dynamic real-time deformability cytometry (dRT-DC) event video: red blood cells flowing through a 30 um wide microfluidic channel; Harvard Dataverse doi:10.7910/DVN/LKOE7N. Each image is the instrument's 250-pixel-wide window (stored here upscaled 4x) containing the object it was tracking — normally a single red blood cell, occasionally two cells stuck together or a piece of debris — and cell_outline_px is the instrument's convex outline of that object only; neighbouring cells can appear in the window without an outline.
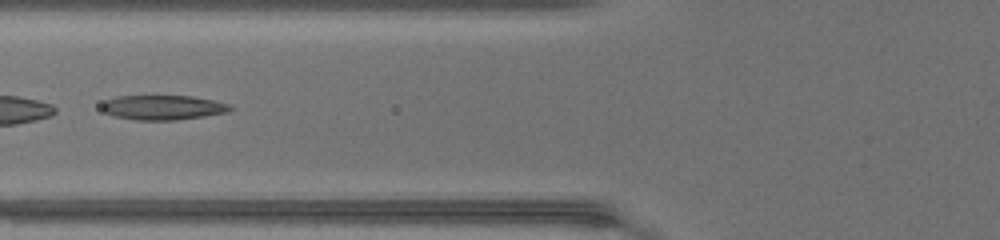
{"species": "common noctule bat (a hibernating species)", "species_latin": "Nyctalus noctula", "temperature_condition": "warm", "stored_images_in_passage": 48, "camera_frame_rate_fps": 3000, "um_per_image_px": 0.085, "animal": {"sex": "female", "body_mass_g": 17.0, "forearm_length_mm": 48.0}, "frame": {"image": 1, "passage_image": 21, "time_ms": 6.667, "image_size_px": [1000, 240], "cell_outline_px": [[232, 108], [228, 112], [204, 116], [176, 120], [136, 120], [116, 116], [104, 112], [100, 108], [100, 104], [104, 100], [116, 96], [192, 96], [212, 100], [228, 104]], "centroid_in_image_um": [13.79, 9.13], "position_along_channel_um": 112.0, "area_um2": 18.44}}
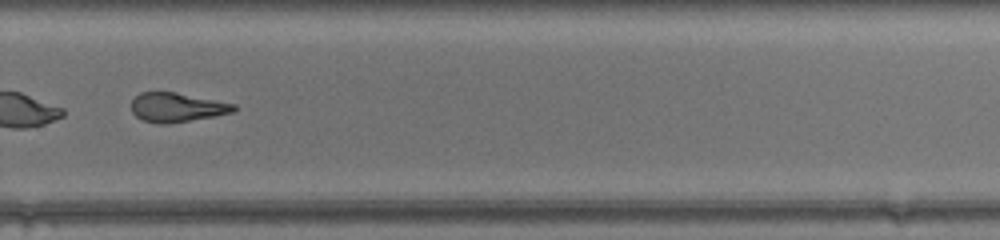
{"frame": {"image": 2, "passage_image": 35, "time_ms": 11.333, "image_size_px": [1000, 240], "cell_outline_px": [[236, 108], [232, 112], [212, 116], [164, 124], [160, 124], [140, 120], [132, 112], [132, 100], [140, 92], [176, 92], [236, 104]], "centroid_in_image_um": [14.99, 9.11], "position_along_channel_um": 314.8, "area_um2": 17.22}}